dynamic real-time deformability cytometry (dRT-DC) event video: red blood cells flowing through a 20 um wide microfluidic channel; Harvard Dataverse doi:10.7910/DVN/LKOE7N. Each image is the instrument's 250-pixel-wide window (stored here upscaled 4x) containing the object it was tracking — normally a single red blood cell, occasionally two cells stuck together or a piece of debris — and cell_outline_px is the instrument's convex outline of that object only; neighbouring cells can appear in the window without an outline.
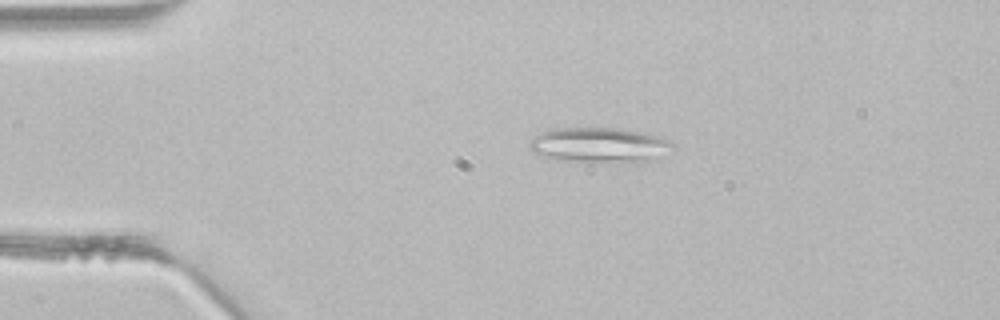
{"species": "common noctule bat (a hibernating species)", "species_latin": "Nyctalus noctula", "temperature_condition": "room temperature", "stored_images_in_passage": 4, "camera_frame_rate_fps": 3000, "um_per_image_px": 0.085, "animal": {"sex": "male", "body_mass_g": 21.5, "forearm_length_mm": 52.0}, "frame": {"image": 1, "passage_image": 3, "time_ms": 0.667, "image_size_px": [1000, 320], "cell_outline_px": [[672, 144], [660, 160], [556, 160], [540, 156], [532, 152], [528, 148], [528, 144], [540, 132], [556, 128], [624, 128], [664, 136]], "centroid_in_image_um": [50.92, 12.29], "position_along_channel_um": 34.1, "area_um2": 28.78}}